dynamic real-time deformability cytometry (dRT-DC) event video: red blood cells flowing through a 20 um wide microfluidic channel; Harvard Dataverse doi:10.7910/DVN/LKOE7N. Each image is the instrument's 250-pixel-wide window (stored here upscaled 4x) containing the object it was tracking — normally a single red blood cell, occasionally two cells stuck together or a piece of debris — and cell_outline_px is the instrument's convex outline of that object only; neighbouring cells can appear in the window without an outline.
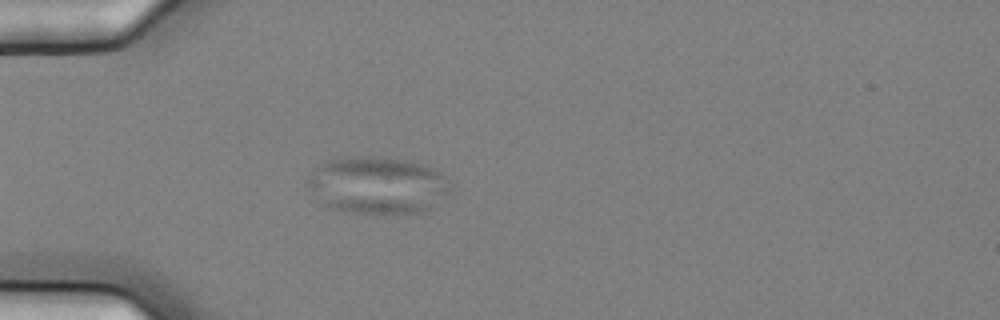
{"species": "common noctule bat (a hibernating species)", "species_latin": "Nyctalus noctula", "temperature_condition": "cold", "stored_images_in_passage": 51, "camera_frame_rate_fps": 3000, "um_per_image_px": 0.085, "animal": {"sex": "female", "body_mass_g": 25.1}, "frame": {"image": 1, "passage_image": 11, "time_ms": 3.333, "image_size_px": [1000, 320], "cell_outline_px": [[448, 192], [428, 208], [420, 212], [396, 216], [352, 212], [332, 208], [324, 204], [308, 188], [304, 180], [316, 168], [328, 160], [344, 156], [372, 156], [400, 160], [420, 164], [432, 168], [440, 176], [448, 188]], "centroid_in_image_um": [31.97, 15.77], "position_along_channel_um": 53.0, "area_um2": 47.05}}
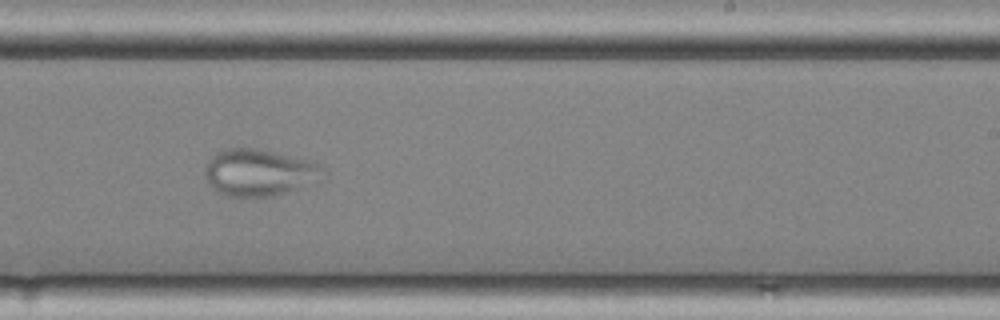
{"frame": {"image": 2, "passage_image": 30, "time_ms": 9.667, "image_size_px": [1000, 320], "cell_outline_px": [[328, 176], [284, 192], [272, 196], [224, 196], [216, 192], [212, 188], [204, 172], [212, 156], [220, 148], [256, 148], [320, 164], [328, 172]], "centroid_in_image_um": [22.0, 14.66], "position_along_channel_um": 267.0, "area_um2": 31.79}}
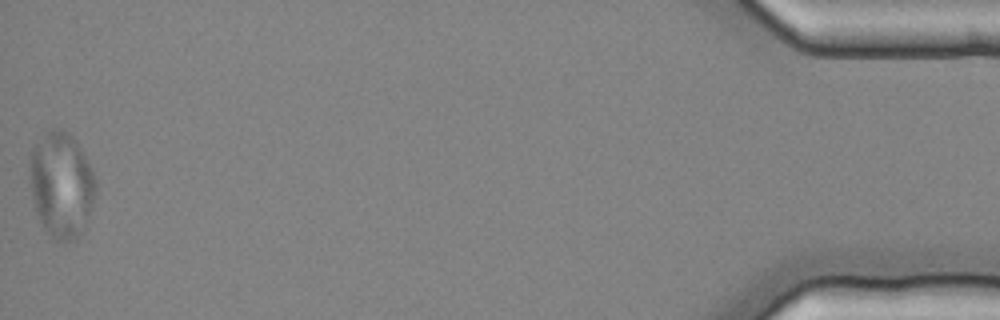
{"frame": {"image": 3, "passage_image": 51, "time_ms": 16.667, "image_size_px": [1000, 320], "cell_outline_px": [[96, 196], [84, 232], [76, 240], [64, 244], [60, 244], [44, 228], [36, 212], [28, 180], [32, 148], [44, 132], [52, 128], [64, 128], [76, 140], [92, 168], [96, 180]], "centroid_in_image_um": [5.24, 15.73], "position_along_channel_um": 430.0, "area_um2": 41.62}}